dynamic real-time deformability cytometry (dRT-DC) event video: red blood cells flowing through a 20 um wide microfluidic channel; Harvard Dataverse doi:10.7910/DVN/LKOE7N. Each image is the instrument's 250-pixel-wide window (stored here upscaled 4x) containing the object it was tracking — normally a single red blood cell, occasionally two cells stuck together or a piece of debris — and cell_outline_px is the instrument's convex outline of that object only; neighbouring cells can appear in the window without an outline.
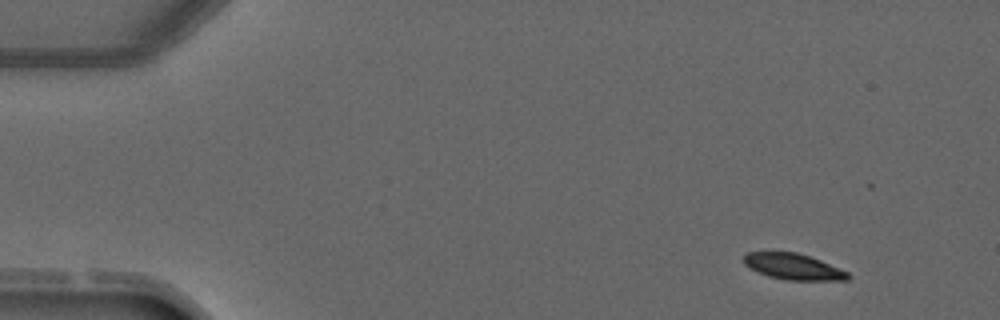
{"species": "common noctule bat (a hibernating species)", "species_latin": "Nyctalus noctula", "temperature_condition": "warm", "stored_images_in_passage": 4, "camera_frame_rate_fps": 3000, "um_per_image_px": 0.085, "animal": {"sex": "male", "forearm_length_mm": 52.5}, "frame": {"image": 1, "passage_image": 1, "time_ms": 0.0, "image_size_px": [1000, 320], "cell_outline_px": [[852, 276], [848, 280], [784, 280], [768, 276], [748, 268], [744, 264], [744, 256], [748, 252], [796, 252], [820, 260], [848, 272]], "centroid_in_image_um": [67.42, 22.67], "position_along_channel_um": 17.6, "area_um2": 15.78}}
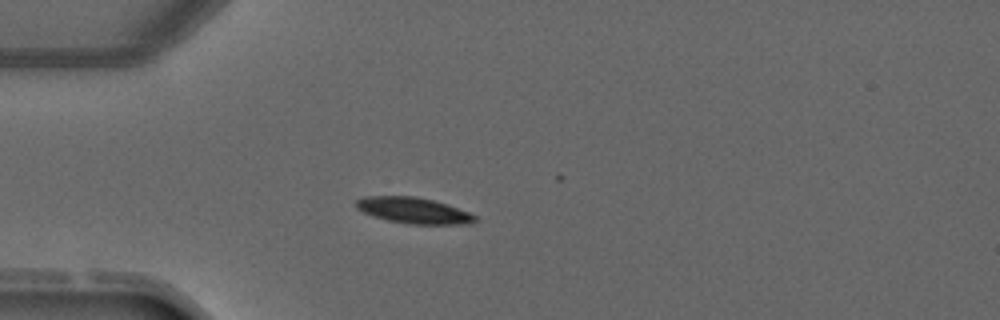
{"frame": {"image": 2, "passage_image": 3, "time_ms": 2.667, "image_size_px": [1000, 320], "cell_outline_px": [[476, 220], [472, 224], [408, 224], [388, 220], [364, 212], [356, 208], [356, 200], [364, 196], [416, 196], [448, 204], [468, 212], [476, 216]], "centroid_in_image_um": [35.17, 17.88], "position_along_channel_um": 49.8, "area_um2": 17.92}}